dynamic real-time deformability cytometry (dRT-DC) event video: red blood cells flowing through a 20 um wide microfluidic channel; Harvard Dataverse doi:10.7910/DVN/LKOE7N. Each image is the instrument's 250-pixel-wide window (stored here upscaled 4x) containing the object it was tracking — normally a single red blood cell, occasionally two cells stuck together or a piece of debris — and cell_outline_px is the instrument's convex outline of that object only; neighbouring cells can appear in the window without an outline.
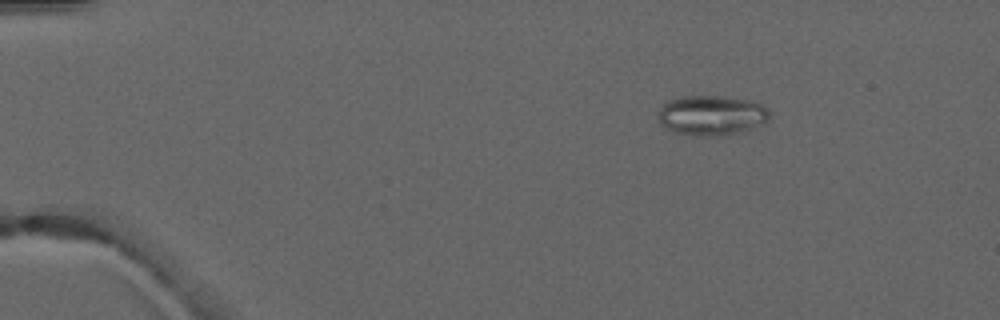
{"species": "common noctule bat (a hibernating species)", "species_latin": "Nyctalus noctula", "temperature_condition": "warm", "stored_images_in_passage": 5, "camera_frame_rate_fps": 3000, "um_per_image_px": 0.085, "animal": {"sex": "male", "forearm_length_mm": 52.5}, "frame": {"image": 1, "passage_image": 2, "time_ms": 2.0, "image_size_px": [1000, 320], "cell_outline_px": [[768, 120], [764, 124], [744, 132], [728, 136], [696, 136], [676, 132], [660, 124], [656, 116], [656, 112], [668, 100], [680, 96], [724, 96], [752, 100], [764, 104], [768, 108]], "centroid_in_image_um": [60.51, 9.81], "position_along_channel_um": 24.5, "area_um2": 26.65}}